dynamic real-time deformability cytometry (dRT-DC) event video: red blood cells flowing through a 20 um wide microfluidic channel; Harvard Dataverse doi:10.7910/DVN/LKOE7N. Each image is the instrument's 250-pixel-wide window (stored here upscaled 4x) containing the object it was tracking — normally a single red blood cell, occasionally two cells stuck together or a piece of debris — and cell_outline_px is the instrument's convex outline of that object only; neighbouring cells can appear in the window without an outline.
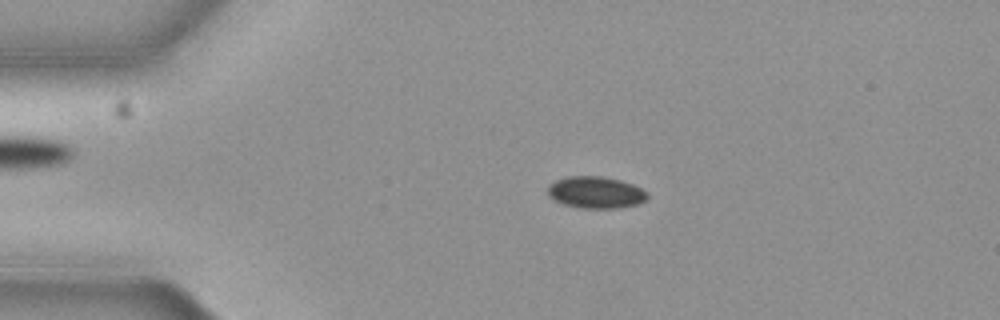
{"species": "common noctule bat (a hibernating species)", "species_latin": "Nyctalus noctula", "temperature_condition": "cold", "stored_images_in_passage": 57, "camera_frame_rate_fps": 3000, "um_per_image_px": 0.085, "animal": {"sex": "female", "body_mass_g": 19.3, "forearm_length_mm": 54.1}, "frame": {"image": 1, "passage_image": 12, "time_ms": 3.667, "image_size_px": [1000, 320], "cell_outline_px": [[648, 196], [644, 200], [636, 204], [620, 208], [580, 208], [564, 204], [548, 196], [548, 184], [556, 180], [568, 176], [604, 176], [620, 180], [632, 184], [648, 192]], "centroid_in_image_um": [50.62, 16.35], "position_along_channel_um": 34.4, "area_um2": 18.44}}
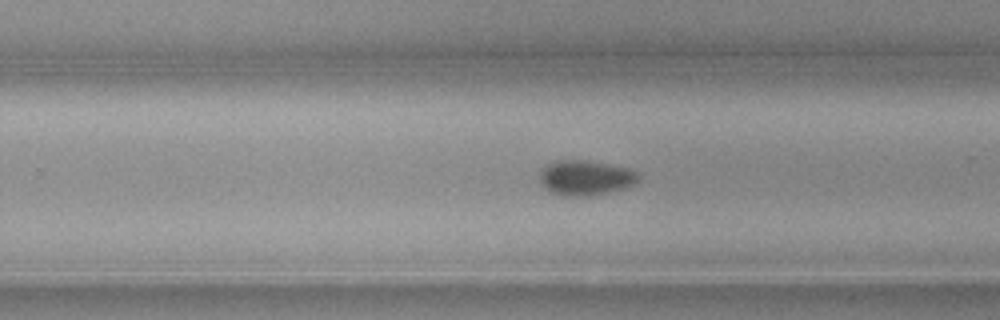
{"frame": {"image": 2, "passage_image": 36, "time_ms": 11.667, "image_size_px": [1000, 320], "cell_outline_px": [[640, 176], [632, 184], [624, 188], [608, 192], [588, 196], [564, 196], [552, 192], [540, 184], [540, 172], [548, 164], [564, 160], [580, 160], [628, 168], [636, 172]], "centroid_in_image_um": [49.74, 15.13], "position_along_channel_um": 280.1, "area_um2": 19.59}}
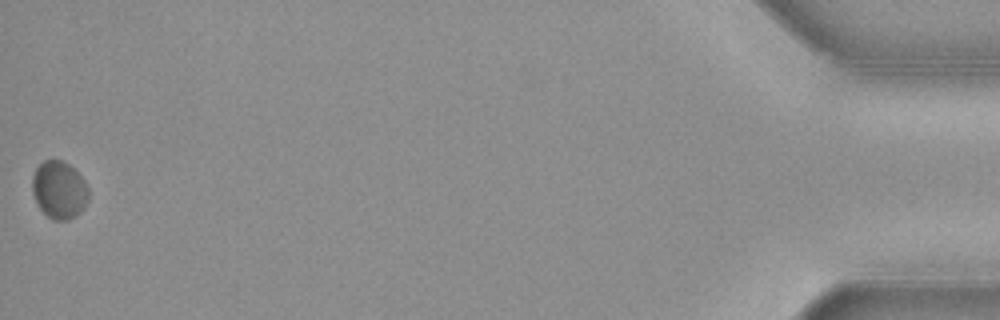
{"frame": {"image": 3, "passage_image": 57, "time_ms": 18.667, "image_size_px": [1000, 320], "cell_outline_px": [[88, 200], [80, 212], [76, 216], [68, 220], [52, 220], [36, 204], [32, 192], [32, 176], [36, 168], [44, 160], [60, 160], [68, 164], [84, 180], [88, 188]], "centroid_in_image_um": [5.01, 16.16], "position_along_channel_um": 430.2, "area_um2": 18.84}}